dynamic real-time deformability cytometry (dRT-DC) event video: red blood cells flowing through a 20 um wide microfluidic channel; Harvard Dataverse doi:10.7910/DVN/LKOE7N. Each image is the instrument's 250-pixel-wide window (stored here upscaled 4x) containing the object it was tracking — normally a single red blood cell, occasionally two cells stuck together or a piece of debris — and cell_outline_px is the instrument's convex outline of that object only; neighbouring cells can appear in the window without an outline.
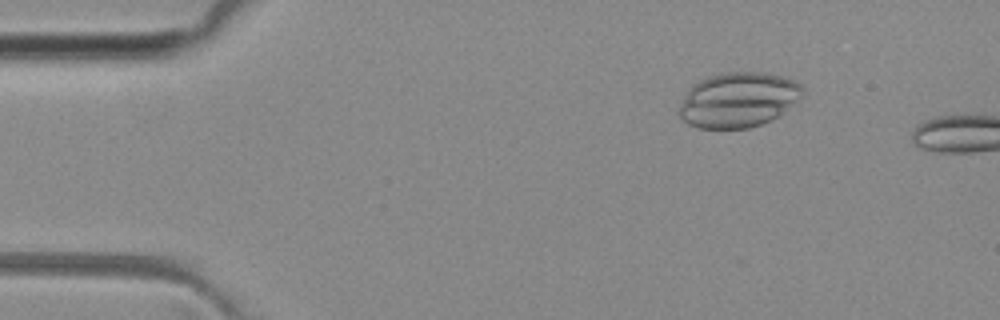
{"species": "common noctule bat (a hibernating species)", "species_latin": "Nyctalus noctula", "temperature_condition": "room temperature", "stored_images_in_passage": 8, "camera_frame_rate_fps": 3000, "um_per_image_px": 0.085, "animal": {"sex": "female", "body_mass_g": 29.2, "forearm_length_mm": 56.3}, "frame": {"image": 1, "passage_image": 2, "time_ms": 0.333, "image_size_px": [1000, 320], "cell_outline_px": [[804, 88], [800, 100], [776, 116], [760, 124], [748, 128], [700, 128], [688, 124], [680, 116], [680, 104], [692, 84], [708, 76], [720, 72], [760, 72], [784, 76], [800, 84]], "centroid_in_image_um": [62.75, 8.47], "position_along_channel_um": 22.2, "area_um2": 39.3}}